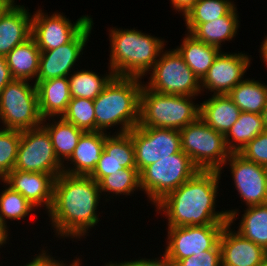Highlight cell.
<instances>
[{"label": "cell", "mask_w": 267, "mask_h": 266, "mask_svg": "<svg viewBox=\"0 0 267 266\" xmlns=\"http://www.w3.org/2000/svg\"><path fill=\"white\" fill-rule=\"evenodd\" d=\"M220 179L219 171L199 170L160 200L155 212L166 216L168 227L235 224L239 208L216 211Z\"/></svg>", "instance_id": "6da1fadb"}, {"label": "cell", "mask_w": 267, "mask_h": 266, "mask_svg": "<svg viewBox=\"0 0 267 266\" xmlns=\"http://www.w3.org/2000/svg\"><path fill=\"white\" fill-rule=\"evenodd\" d=\"M101 198L99 184L90 176L59 174L48 212L54 235L63 240L86 238L101 221L97 213Z\"/></svg>", "instance_id": "7a4b0ae2"}, {"label": "cell", "mask_w": 267, "mask_h": 266, "mask_svg": "<svg viewBox=\"0 0 267 266\" xmlns=\"http://www.w3.org/2000/svg\"><path fill=\"white\" fill-rule=\"evenodd\" d=\"M142 78L114 76L93 100L95 132L105 133L114 126V134L128 133L139 124ZM119 130V131H118Z\"/></svg>", "instance_id": "3957f363"}, {"label": "cell", "mask_w": 267, "mask_h": 266, "mask_svg": "<svg viewBox=\"0 0 267 266\" xmlns=\"http://www.w3.org/2000/svg\"><path fill=\"white\" fill-rule=\"evenodd\" d=\"M108 30L111 45L108 67L115 76L144 80L143 77L153 68L168 41L135 28L111 27Z\"/></svg>", "instance_id": "277c9868"}, {"label": "cell", "mask_w": 267, "mask_h": 266, "mask_svg": "<svg viewBox=\"0 0 267 266\" xmlns=\"http://www.w3.org/2000/svg\"><path fill=\"white\" fill-rule=\"evenodd\" d=\"M196 97L154 92L143 85L139 126L181 130L199 118Z\"/></svg>", "instance_id": "5b68a950"}, {"label": "cell", "mask_w": 267, "mask_h": 266, "mask_svg": "<svg viewBox=\"0 0 267 266\" xmlns=\"http://www.w3.org/2000/svg\"><path fill=\"white\" fill-rule=\"evenodd\" d=\"M42 121L36 84L24 79L10 81L0 92L1 128L24 131L40 127Z\"/></svg>", "instance_id": "8992f818"}, {"label": "cell", "mask_w": 267, "mask_h": 266, "mask_svg": "<svg viewBox=\"0 0 267 266\" xmlns=\"http://www.w3.org/2000/svg\"><path fill=\"white\" fill-rule=\"evenodd\" d=\"M199 169L182 150L145 167L140 173V188L152 205L192 178Z\"/></svg>", "instance_id": "52a82bcc"}, {"label": "cell", "mask_w": 267, "mask_h": 266, "mask_svg": "<svg viewBox=\"0 0 267 266\" xmlns=\"http://www.w3.org/2000/svg\"><path fill=\"white\" fill-rule=\"evenodd\" d=\"M181 150L203 171H220L231 152L224 134L208 126L201 118L180 130Z\"/></svg>", "instance_id": "ba28073f"}, {"label": "cell", "mask_w": 267, "mask_h": 266, "mask_svg": "<svg viewBox=\"0 0 267 266\" xmlns=\"http://www.w3.org/2000/svg\"><path fill=\"white\" fill-rule=\"evenodd\" d=\"M147 75L149 82L143 83L154 92L194 97L202 94L199 79L176 49L163 50Z\"/></svg>", "instance_id": "9c48e42d"}, {"label": "cell", "mask_w": 267, "mask_h": 266, "mask_svg": "<svg viewBox=\"0 0 267 266\" xmlns=\"http://www.w3.org/2000/svg\"><path fill=\"white\" fill-rule=\"evenodd\" d=\"M13 170L52 174L63 173L48 132L42 127L21 131L17 161Z\"/></svg>", "instance_id": "30bf717a"}, {"label": "cell", "mask_w": 267, "mask_h": 266, "mask_svg": "<svg viewBox=\"0 0 267 266\" xmlns=\"http://www.w3.org/2000/svg\"><path fill=\"white\" fill-rule=\"evenodd\" d=\"M92 20L85 14L72 23L63 12L48 14L39 8L32 15L31 36L40 51L56 49L71 42Z\"/></svg>", "instance_id": "8fae6325"}, {"label": "cell", "mask_w": 267, "mask_h": 266, "mask_svg": "<svg viewBox=\"0 0 267 266\" xmlns=\"http://www.w3.org/2000/svg\"><path fill=\"white\" fill-rule=\"evenodd\" d=\"M128 134L133 141L139 173L150 164L181 151L179 130L137 125Z\"/></svg>", "instance_id": "7c38bea8"}, {"label": "cell", "mask_w": 267, "mask_h": 266, "mask_svg": "<svg viewBox=\"0 0 267 266\" xmlns=\"http://www.w3.org/2000/svg\"><path fill=\"white\" fill-rule=\"evenodd\" d=\"M225 225L167 227L166 248L163 251L178 262L206 250H221L219 238Z\"/></svg>", "instance_id": "4fadbf2b"}, {"label": "cell", "mask_w": 267, "mask_h": 266, "mask_svg": "<svg viewBox=\"0 0 267 266\" xmlns=\"http://www.w3.org/2000/svg\"><path fill=\"white\" fill-rule=\"evenodd\" d=\"M226 165L230 166L235 189L246 207L267 203V167L249 161L239 153L229 155L220 174Z\"/></svg>", "instance_id": "5bb4252c"}, {"label": "cell", "mask_w": 267, "mask_h": 266, "mask_svg": "<svg viewBox=\"0 0 267 266\" xmlns=\"http://www.w3.org/2000/svg\"><path fill=\"white\" fill-rule=\"evenodd\" d=\"M247 54L239 51L228 53L222 50L200 81L202 93L209 91L213 95L228 94L244 79L246 71L251 66L252 56L249 57Z\"/></svg>", "instance_id": "9a60e30c"}, {"label": "cell", "mask_w": 267, "mask_h": 266, "mask_svg": "<svg viewBox=\"0 0 267 266\" xmlns=\"http://www.w3.org/2000/svg\"><path fill=\"white\" fill-rule=\"evenodd\" d=\"M93 26L92 20L71 42L56 49L41 51L36 81L68 77L74 69H77L76 62H79L83 55Z\"/></svg>", "instance_id": "2e32d148"}, {"label": "cell", "mask_w": 267, "mask_h": 266, "mask_svg": "<svg viewBox=\"0 0 267 266\" xmlns=\"http://www.w3.org/2000/svg\"><path fill=\"white\" fill-rule=\"evenodd\" d=\"M55 179L52 174L12 170L2 181L36 209L42 206L48 213L53 203Z\"/></svg>", "instance_id": "e0dca14e"}, {"label": "cell", "mask_w": 267, "mask_h": 266, "mask_svg": "<svg viewBox=\"0 0 267 266\" xmlns=\"http://www.w3.org/2000/svg\"><path fill=\"white\" fill-rule=\"evenodd\" d=\"M231 227L227 223L219 238L221 266H260L267 259V251Z\"/></svg>", "instance_id": "ac0fdd59"}, {"label": "cell", "mask_w": 267, "mask_h": 266, "mask_svg": "<svg viewBox=\"0 0 267 266\" xmlns=\"http://www.w3.org/2000/svg\"><path fill=\"white\" fill-rule=\"evenodd\" d=\"M32 35V14L28 7L12 3L0 16V55L6 56Z\"/></svg>", "instance_id": "d6986e66"}, {"label": "cell", "mask_w": 267, "mask_h": 266, "mask_svg": "<svg viewBox=\"0 0 267 266\" xmlns=\"http://www.w3.org/2000/svg\"><path fill=\"white\" fill-rule=\"evenodd\" d=\"M109 134L101 131L84 132L79 138L73 154L66 164H63V173L89 176L101 158L105 138Z\"/></svg>", "instance_id": "ffe728a7"}, {"label": "cell", "mask_w": 267, "mask_h": 266, "mask_svg": "<svg viewBox=\"0 0 267 266\" xmlns=\"http://www.w3.org/2000/svg\"><path fill=\"white\" fill-rule=\"evenodd\" d=\"M237 6L235 5L225 16L202 24H186L187 33L198 41L222 50L225 41H232L240 26ZM223 42V43H222Z\"/></svg>", "instance_id": "44dd1931"}, {"label": "cell", "mask_w": 267, "mask_h": 266, "mask_svg": "<svg viewBox=\"0 0 267 266\" xmlns=\"http://www.w3.org/2000/svg\"><path fill=\"white\" fill-rule=\"evenodd\" d=\"M41 117H61L70 102L68 77L35 81Z\"/></svg>", "instance_id": "7402d4cb"}, {"label": "cell", "mask_w": 267, "mask_h": 266, "mask_svg": "<svg viewBox=\"0 0 267 266\" xmlns=\"http://www.w3.org/2000/svg\"><path fill=\"white\" fill-rule=\"evenodd\" d=\"M240 113L241 110L227 94H212L200 103L199 118L217 132L225 135L237 122Z\"/></svg>", "instance_id": "603a6c76"}, {"label": "cell", "mask_w": 267, "mask_h": 266, "mask_svg": "<svg viewBox=\"0 0 267 266\" xmlns=\"http://www.w3.org/2000/svg\"><path fill=\"white\" fill-rule=\"evenodd\" d=\"M182 40L180 46L175 49L194 75L201 81L222 50L198 41L189 33H186Z\"/></svg>", "instance_id": "cb8c5ba5"}, {"label": "cell", "mask_w": 267, "mask_h": 266, "mask_svg": "<svg viewBox=\"0 0 267 266\" xmlns=\"http://www.w3.org/2000/svg\"><path fill=\"white\" fill-rule=\"evenodd\" d=\"M41 126L48 132L57 158L65 164L84 131L61 117L44 118Z\"/></svg>", "instance_id": "d4e9b609"}, {"label": "cell", "mask_w": 267, "mask_h": 266, "mask_svg": "<svg viewBox=\"0 0 267 266\" xmlns=\"http://www.w3.org/2000/svg\"><path fill=\"white\" fill-rule=\"evenodd\" d=\"M40 54L41 51L32 36L16 46L6 55L12 77L35 82L38 76Z\"/></svg>", "instance_id": "484cf974"}, {"label": "cell", "mask_w": 267, "mask_h": 266, "mask_svg": "<svg viewBox=\"0 0 267 266\" xmlns=\"http://www.w3.org/2000/svg\"><path fill=\"white\" fill-rule=\"evenodd\" d=\"M265 131L262 115L241 112L237 122L224 135L226 146L231 153H239L248 142Z\"/></svg>", "instance_id": "4316f807"}, {"label": "cell", "mask_w": 267, "mask_h": 266, "mask_svg": "<svg viewBox=\"0 0 267 266\" xmlns=\"http://www.w3.org/2000/svg\"><path fill=\"white\" fill-rule=\"evenodd\" d=\"M227 95L241 112L262 115L267 103V84L252 78H244Z\"/></svg>", "instance_id": "83f0119b"}, {"label": "cell", "mask_w": 267, "mask_h": 266, "mask_svg": "<svg viewBox=\"0 0 267 266\" xmlns=\"http://www.w3.org/2000/svg\"><path fill=\"white\" fill-rule=\"evenodd\" d=\"M107 71L103 75L84 68L79 71L77 68L68 76L71 97L94 100L115 76L109 67Z\"/></svg>", "instance_id": "f1b7e54d"}, {"label": "cell", "mask_w": 267, "mask_h": 266, "mask_svg": "<svg viewBox=\"0 0 267 266\" xmlns=\"http://www.w3.org/2000/svg\"><path fill=\"white\" fill-rule=\"evenodd\" d=\"M243 212L235 231L267 251V203L248 206Z\"/></svg>", "instance_id": "f546056e"}, {"label": "cell", "mask_w": 267, "mask_h": 266, "mask_svg": "<svg viewBox=\"0 0 267 266\" xmlns=\"http://www.w3.org/2000/svg\"><path fill=\"white\" fill-rule=\"evenodd\" d=\"M98 184L101 195H104L103 198H105L106 195V202L111 200V197L114 198L116 196L115 199L117 196L120 197V195H126L127 197L134 194V191H141L140 175L137 168H125L105 176L98 182ZM107 196L109 199H107Z\"/></svg>", "instance_id": "4dcf8cb0"}, {"label": "cell", "mask_w": 267, "mask_h": 266, "mask_svg": "<svg viewBox=\"0 0 267 266\" xmlns=\"http://www.w3.org/2000/svg\"><path fill=\"white\" fill-rule=\"evenodd\" d=\"M4 189L0 192V221L9 230L7 220L20 221L29 217L36 208L19 192L12 190L2 180ZM7 219V220H6Z\"/></svg>", "instance_id": "1f68e13d"}, {"label": "cell", "mask_w": 267, "mask_h": 266, "mask_svg": "<svg viewBox=\"0 0 267 266\" xmlns=\"http://www.w3.org/2000/svg\"><path fill=\"white\" fill-rule=\"evenodd\" d=\"M233 0H198L185 14L184 24H202L225 16L234 6Z\"/></svg>", "instance_id": "d6a6232c"}, {"label": "cell", "mask_w": 267, "mask_h": 266, "mask_svg": "<svg viewBox=\"0 0 267 266\" xmlns=\"http://www.w3.org/2000/svg\"><path fill=\"white\" fill-rule=\"evenodd\" d=\"M61 118L84 132H95V110L91 99L71 98Z\"/></svg>", "instance_id": "836d02e7"}, {"label": "cell", "mask_w": 267, "mask_h": 266, "mask_svg": "<svg viewBox=\"0 0 267 266\" xmlns=\"http://www.w3.org/2000/svg\"><path fill=\"white\" fill-rule=\"evenodd\" d=\"M21 131L0 128V180L15 167Z\"/></svg>", "instance_id": "e575fe53"}, {"label": "cell", "mask_w": 267, "mask_h": 266, "mask_svg": "<svg viewBox=\"0 0 267 266\" xmlns=\"http://www.w3.org/2000/svg\"><path fill=\"white\" fill-rule=\"evenodd\" d=\"M104 151L116 160H135L133 141L128 133L109 134L105 138Z\"/></svg>", "instance_id": "d590c367"}, {"label": "cell", "mask_w": 267, "mask_h": 266, "mask_svg": "<svg viewBox=\"0 0 267 266\" xmlns=\"http://www.w3.org/2000/svg\"><path fill=\"white\" fill-rule=\"evenodd\" d=\"M125 168H136L135 160H116L110 157L104 150L96 168L89 175L97 183L105 176L111 175L115 172Z\"/></svg>", "instance_id": "8d00e7d4"}, {"label": "cell", "mask_w": 267, "mask_h": 266, "mask_svg": "<svg viewBox=\"0 0 267 266\" xmlns=\"http://www.w3.org/2000/svg\"><path fill=\"white\" fill-rule=\"evenodd\" d=\"M239 154L249 161L267 167V131L248 142Z\"/></svg>", "instance_id": "74e56055"}, {"label": "cell", "mask_w": 267, "mask_h": 266, "mask_svg": "<svg viewBox=\"0 0 267 266\" xmlns=\"http://www.w3.org/2000/svg\"><path fill=\"white\" fill-rule=\"evenodd\" d=\"M178 266H221V250H206L177 262Z\"/></svg>", "instance_id": "f35d334b"}, {"label": "cell", "mask_w": 267, "mask_h": 266, "mask_svg": "<svg viewBox=\"0 0 267 266\" xmlns=\"http://www.w3.org/2000/svg\"><path fill=\"white\" fill-rule=\"evenodd\" d=\"M118 263L121 266H178L177 262L174 260H171L165 253L162 254V256L157 258H138L135 260L130 261H121Z\"/></svg>", "instance_id": "ab89813d"}, {"label": "cell", "mask_w": 267, "mask_h": 266, "mask_svg": "<svg viewBox=\"0 0 267 266\" xmlns=\"http://www.w3.org/2000/svg\"><path fill=\"white\" fill-rule=\"evenodd\" d=\"M41 251L36 254L29 262L25 263L26 265L23 266H63L65 263L63 260L53 257L52 251L51 253L43 247L40 249ZM22 266V265H19Z\"/></svg>", "instance_id": "60d3db41"}, {"label": "cell", "mask_w": 267, "mask_h": 266, "mask_svg": "<svg viewBox=\"0 0 267 266\" xmlns=\"http://www.w3.org/2000/svg\"><path fill=\"white\" fill-rule=\"evenodd\" d=\"M14 78L11 75L10 68L7 65L6 56L0 55V92L8 85Z\"/></svg>", "instance_id": "b9f144b4"}, {"label": "cell", "mask_w": 267, "mask_h": 266, "mask_svg": "<svg viewBox=\"0 0 267 266\" xmlns=\"http://www.w3.org/2000/svg\"><path fill=\"white\" fill-rule=\"evenodd\" d=\"M198 0H170L172 4V10L175 9V12L180 14L182 17L194 6Z\"/></svg>", "instance_id": "7bdbcfd3"}, {"label": "cell", "mask_w": 267, "mask_h": 266, "mask_svg": "<svg viewBox=\"0 0 267 266\" xmlns=\"http://www.w3.org/2000/svg\"><path fill=\"white\" fill-rule=\"evenodd\" d=\"M9 235L10 230H8L0 221V248L4 247L9 242Z\"/></svg>", "instance_id": "ee69618b"}, {"label": "cell", "mask_w": 267, "mask_h": 266, "mask_svg": "<svg viewBox=\"0 0 267 266\" xmlns=\"http://www.w3.org/2000/svg\"><path fill=\"white\" fill-rule=\"evenodd\" d=\"M259 52L262 59L261 62L265 63L266 65L264 66L267 67V35H265L264 40L261 42Z\"/></svg>", "instance_id": "f6af8a7d"}, {"label": "cell", "mask_w": 267, "mask_h": 266, "mask_svg": "<svg viewBox=\"0 0 267 266\" xmlns=\"http://www.w3.org/2000/svg\"><path fill=\"white\" fill-rule=\"evenodd\" d=\"M12 3L9 0H0V16Z\"/></svg>", "instance_id": "bcb514c9"}, {"label": "cell", "mask_w": 267, "mask_h": 266, "mask_svg": "<svg viewBox=\"0 0 267 266\" xmlns=\"http://www.w3.org/2000/svg\"><path fill=\"white\" fill-rule=\"evenodd\" d=\"M81 257H76V259L74 258L72 260L71 263H69V265L67 263H65V266H81L82 265V259H80Z\"/></svg>", "instance_id": "7dc6e473"}, {"label": "cell", "mask_w": 267, "mask_h": 266, "mask_svg": "<svg viewBox=\"0 0 267 266\" xmlns=\"http://www.w3.org/2000/svg\"><path fill=\"white\" fill-rule=\"evenodd\" d=\"M262 118H263V121H264V125H265V129L267 131V103L263 109V112H262Z\"/></svg>", "instance_id": "c3c4849f"}, {"label": "cell", "mask_w": 267, "mask_h": 266, "mask_svg": "<svg viewBox=\"0 0 267 266\" xmlns=\"http://www.w3.org/2000/svg\"><path fill=\"white\" fill-rule=\"evenodd\" d=\"M103 266H121L117 261H109L105 263Z\"/></svg>", "instance_id": "681fc988"}, {"label": "cell", "mask_w": 267, "mask_h": 266, "mask_svg": "<svg viewBox=\"0 0 267 266\" xmlns=\"http://www.w3.org/2000/svg\"><path fill=\"white\" fill-rule=\"evenodd\" d=\"M260 266H267V259Z\"/></svg>", "instance_id": "f907efd6"}, {"label": "cell", "mask_w": 267, "mask_h": 266, "mask_svg": "<svg viewBox=\"0 0 267 266\" xmlns=\"http://www.w3.org/2000/svg\"><path fill=\"white\" fill-rule=\"evenodd\" d=\"M11 3H16L15 0H9Z\"/></svg>", "instance_id": "816d5d0a"}]
</instances>
